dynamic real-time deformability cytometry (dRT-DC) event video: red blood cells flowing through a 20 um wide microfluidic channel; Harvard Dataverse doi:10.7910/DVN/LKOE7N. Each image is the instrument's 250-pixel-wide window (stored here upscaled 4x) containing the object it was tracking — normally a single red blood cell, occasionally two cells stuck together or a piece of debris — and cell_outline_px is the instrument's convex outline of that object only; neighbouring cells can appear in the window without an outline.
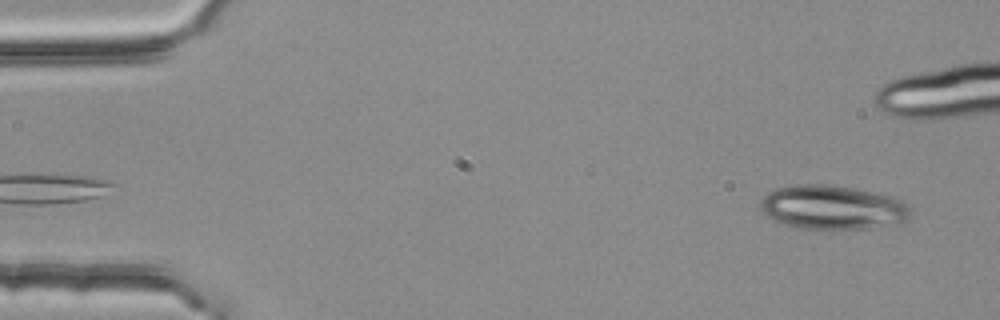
{"species": "common noctule bat (a hibernating species)", "species_latin": "Nyctalus noctula", "temperature_condition": "room temperature", "stored_images_in_passage": 2, "camera_frame_rate_fps": 3000, "um_per_image_px": 0.085, "animal": {"sex": "female", "body_mass_g": 25.1}, "frame": {"image": 1, "passage_image": 2, "time_ms": 0.333, "image_size_px": [1000, 320], "cell_outline_px": [[912, 208], [908, 220], [900, 224], [868, 228], [792, 228], [772, 220], [764, 216], [760, 212], [760, 200], [768, 192], [776, 188], [796, 184], [832, 184], [896, 196], [904, 200]], "centroid_in_image_um": [70.78, 17.62], "position_along_channel_um": 14.2, "area_um2": 39.48}}